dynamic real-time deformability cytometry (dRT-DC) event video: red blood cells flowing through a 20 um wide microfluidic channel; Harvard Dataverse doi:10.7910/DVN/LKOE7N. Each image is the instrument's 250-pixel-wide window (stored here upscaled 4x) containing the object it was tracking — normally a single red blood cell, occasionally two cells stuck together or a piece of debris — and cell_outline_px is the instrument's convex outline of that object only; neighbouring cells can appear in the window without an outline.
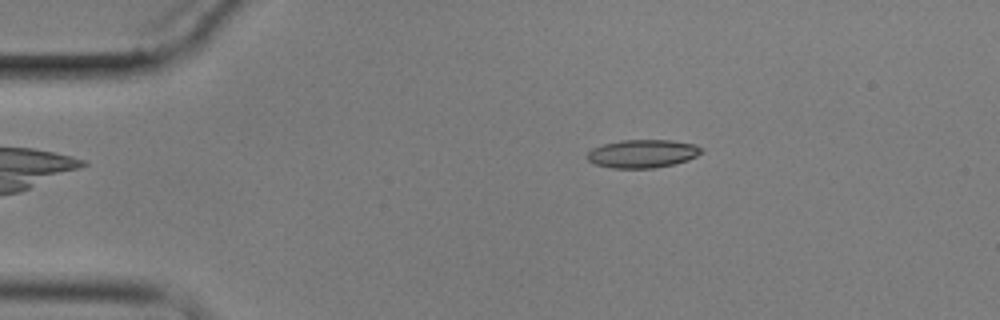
{"species": "common noctule bat (a hibernating species)", "species_latin": "Nyctalus noctula", "temperature_condition": "cold", "stored_images_in_passage": 3, "camera_frame_rate_fps": 3000, "um_per_image_px": 0.085, "animal": {"sex": "male", "body_mass_g": 17.9}, "frame": {"image": 1, "passage_image": 2, "time_ms": 1.0, "image_size_px": [1000, 320], "cell_outline_px": [[704, 152], [688, 160], [672, 164], [652, 168], [612, 168], [596, 164], [588, 160], [588, 152], [592, 148], [604, 144], [620, 140], [672, 140], [696, 144], [704, 148]], "centroid_in_image_um": [54.66, 13.05], "position_along_channel_um": 30.3, "area_um2": 18.79}}